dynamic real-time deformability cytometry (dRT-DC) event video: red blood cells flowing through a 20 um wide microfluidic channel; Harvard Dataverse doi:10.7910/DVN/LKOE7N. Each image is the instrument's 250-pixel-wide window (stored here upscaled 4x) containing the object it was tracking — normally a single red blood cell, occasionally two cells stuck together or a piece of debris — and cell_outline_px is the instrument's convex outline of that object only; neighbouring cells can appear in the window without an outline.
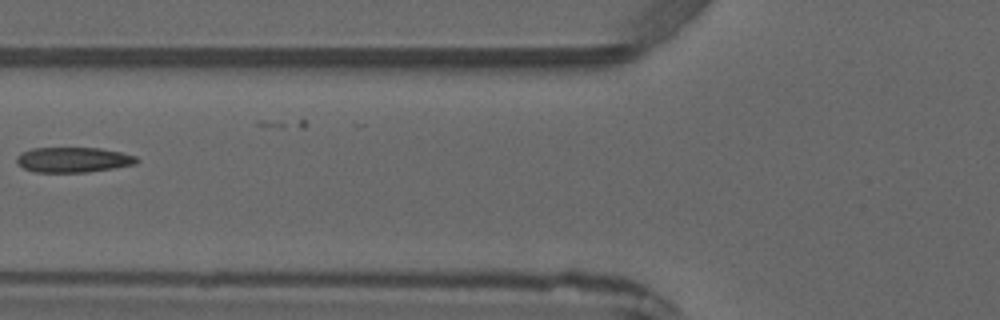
{"species": "common noctule bat (a hibernating species)", "species_latin": "Nyctalus noctula", "temperature_condition": "warm", "stored_images_in_passage": 4, "camera_frame_rate_fps": 3000, "um_per_image_px": 0.085, "animal": {"sex": "male", "forearm_length_mm": 52.5}, "frame": {"image": 1, "passage_image": 3, "time_ms": 6.667, "image_size_px": [1000, 320], "cell_outline_px": [[140, 160], [136, 164], [88, 172], [36, 172], [24, 168], [16, 164], [16, 156], [20, 152], [32, 148], [100, 148], [120, 152], [136, 156]], "centroid_in_image_um": [6.2, 13.57], "position_along_channel_um": 119.6, "area_um2": 17.69}}